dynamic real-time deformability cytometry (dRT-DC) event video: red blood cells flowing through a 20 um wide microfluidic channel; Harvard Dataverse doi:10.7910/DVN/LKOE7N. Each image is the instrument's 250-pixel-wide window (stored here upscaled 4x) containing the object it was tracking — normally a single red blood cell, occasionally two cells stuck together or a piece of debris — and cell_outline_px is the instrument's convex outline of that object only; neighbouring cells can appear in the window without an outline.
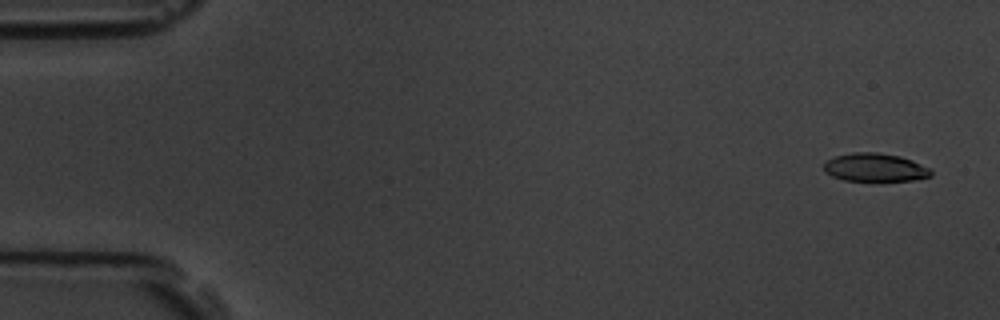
{"species": "common noctule bat (a hibernating species)", "species_latin": "Nyctalus noctula", "temperature_condition": "room temperature", "stored_images_in_passage": 4, "camera_frame_rate_fps": 3000, "um_per_image_px": 0.085, "animal": {"sex": "male", "body_mass_g": 19.5, "forearm_length_mm": 54.6}, "frame": {"image": 1, "passage_image": 1, "time_ms": 0.0, "image_size_px": [1000, 320], "cell_outline_px": [[932, 176], [912, 180], [880, 184], [844, 180], [832, 176], [824, 172], [824, 164], [828, 160], [836, 156], [852, 152], [876, 152], [900, 156], [912, 160], [932, 168]], "centroid_in_image_um": [74.42, 14.29], "position_along_channel_um": 10.6, "area_um2": 18.55}}